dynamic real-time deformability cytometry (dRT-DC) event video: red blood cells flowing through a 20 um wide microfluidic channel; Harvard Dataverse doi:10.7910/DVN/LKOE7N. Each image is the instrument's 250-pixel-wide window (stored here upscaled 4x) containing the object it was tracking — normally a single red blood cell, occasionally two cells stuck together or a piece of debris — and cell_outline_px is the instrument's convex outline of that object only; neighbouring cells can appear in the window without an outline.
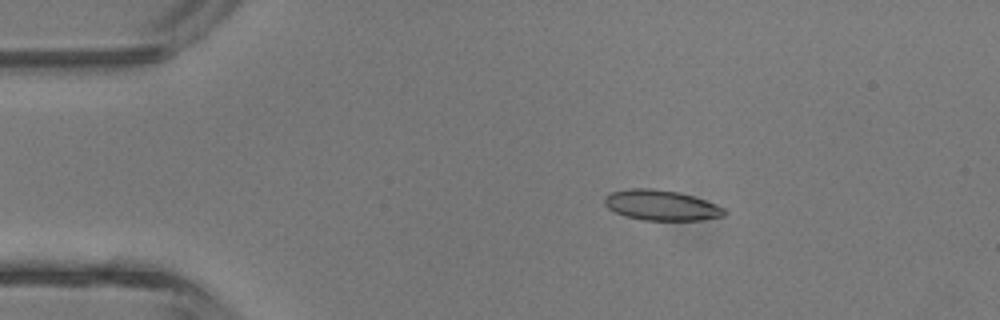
{"species": "common noctule bat (a hibernating species)", "species_latin": "Nyctalus noctula", "temperature_condition": "room temperature", "stored_images_in_passage": 4, "camera_frame_rate_fps": 3000, "um_per_image_px": 0.085, "animal": {"sex": "male", "body_mass_g": 13.3}, "frame": {"image": 1, "passage_image": 3, "time_ms": 2.0, "image_size_px": [1000, 320], "cell_outline_px": [[728, 212], [724, 216], [700, 220], [644, 220], [624, 216], [608, 208], [604, 204], [604, 196], [612, 192], [628, 188], [652, 188], [680, 192], [704, 200], [724, 208]], "centroid_in_image_um": [56.18, 17.44], "position_along_channel_um": 28.8, "area_um2": 21.21}}